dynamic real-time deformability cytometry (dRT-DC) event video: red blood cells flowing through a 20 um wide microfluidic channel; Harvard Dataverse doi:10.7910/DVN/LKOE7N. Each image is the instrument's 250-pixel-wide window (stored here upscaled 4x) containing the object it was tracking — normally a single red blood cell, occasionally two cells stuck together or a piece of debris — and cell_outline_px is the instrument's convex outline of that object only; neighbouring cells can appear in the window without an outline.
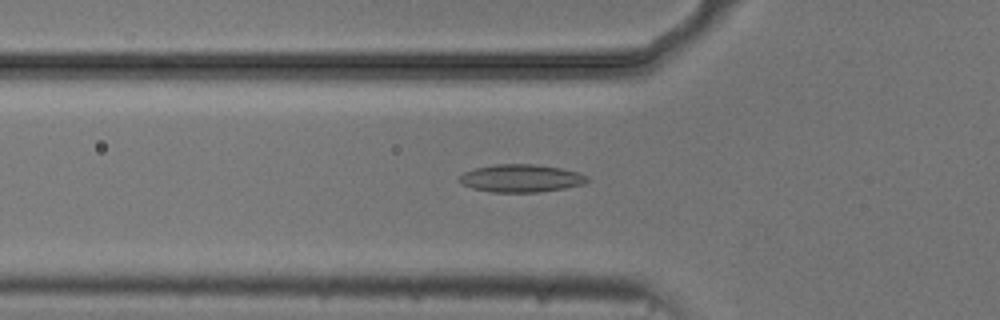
{"species": "common noctule bat (a hibernating species)", "species_latin": "Nyctalus noctula", "temperature_condition": "cold", "stored_images_in_passage": 32, "camera_frame_rate_fps": 3000, "um_per_image_px": 0.085, "animal": {"sex": "male", "body_mass_g": 20.5, "forearm_length_mm": 52.5}, "frame": {"image": 1, "passage_image": 17, "time_ms": 5.333, "image_size_px": [1000, 320], "cell_outline_px": [[592, 180], [584, 184], [564, 188], [540, 192], [492, 192], [472, 188], [456, 180], [464, 172], [476, 168], [496, 164], [536, 164], [560, 168], [580, 172], [588, 176]], "centroid_in_image_um": [44.34, 15.15], "position_along_channel_um": 81.5, "area_um2": 20.81}}
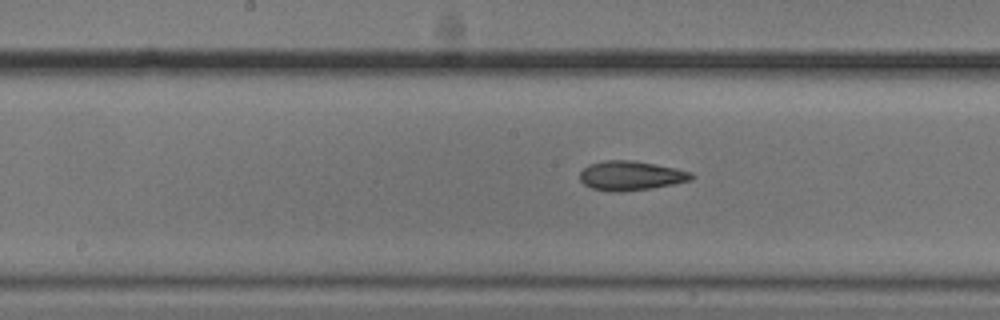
{"frame": {"image": 2, "passage_image": 26, "time_ms": 8.333, "image_size_px": [1000, 320], "cell_outline_px": [[696, 176], [692, 180], [652, 188], [620, 192], [612, 192], [592, 188], [584, 184], [580, 180], [580, 172], [588, 164], [604, 160], [632, 160], [656, 164], [676, 168], [692, 172]], "centroid_in_image_um": [53.63, 14.92], "position_along_channel_um": 194.6, "area_um2": 19.25}}
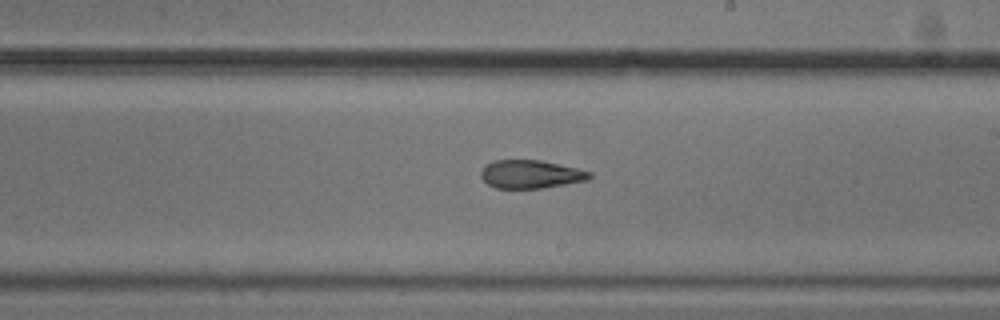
{"frame": {"image": 3, "passage_image": 30, "time_ms": 9.667, "image_size_px": [1000, 320], "cell_outline_px": [[592, 176], [588, 180], [544, 188], [496, 188], [488, 184], [480, 176], [480, 172], [484, 164], [496, 160], [540, 160], [576, 168], [592, 172]], "centroid_in_image_um": [45.1, 14.81], "position_along_channel_um": 243.9, "area_um2": 17.92}}